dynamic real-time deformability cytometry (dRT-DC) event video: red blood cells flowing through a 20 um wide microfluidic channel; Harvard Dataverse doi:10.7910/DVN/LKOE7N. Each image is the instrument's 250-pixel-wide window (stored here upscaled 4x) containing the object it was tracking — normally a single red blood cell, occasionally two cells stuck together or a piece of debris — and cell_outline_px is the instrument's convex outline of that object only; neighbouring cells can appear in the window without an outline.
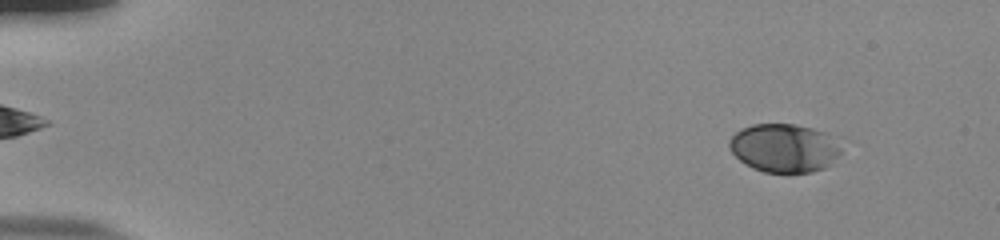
{"species": "human", "species_latin": "Homo sapiens", "temperature_condition": "room temperature", "stored_images_in_passage": 54, "camera_frame_rate_fps": 3000, "um_per_image_px": 0.085, "donor": {"sex": "male"}, "frame": {"image": 1, "passage_image": 5, "time_ms": 1.333, "image_size_px": [1000, 240], "cell_outline_px": [[840, 152], [824, 168], [812, 172], [764, 172], [752, 168], [744, 164], [728, 148], [728, 140], [740, 128], [752, 124], [796, 124], [812, 128], [824, 132], [840, 148]], "centroid_in_image_um": [66.56, 12.57], "position_along_channel_um": 18.4, "area_um2": 31.27}}
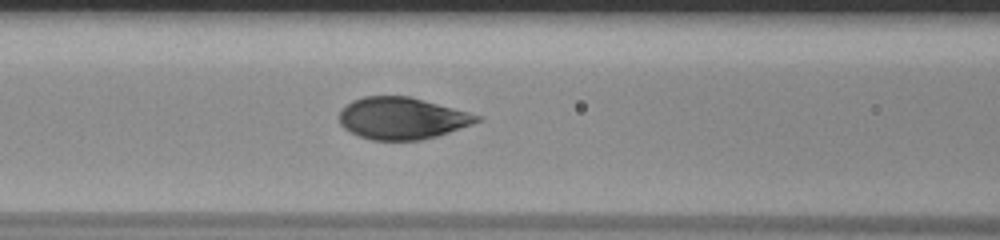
{"frame": {"image": 2, "passage_image": 24, "time_ms": 7.667, "image_size_px": [1000, 240], "cell_outline_px": [[484, 120], [436, 136], [420, 140], [372, 140], [360, 136], [344, 128], [340, 124], [340, 112], [352, 100], [364, 96], [408, 96], [484, 116]], "centroid_in_image_um": [34.2, 10.05], "position_along_channel_um": 132.4, "area_um2": 33.35}}
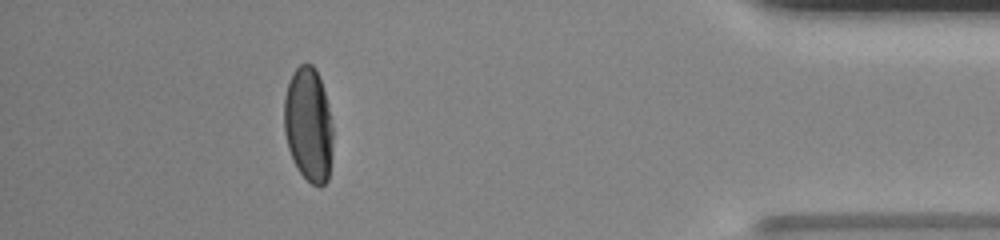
{"frame": {"image": 3, "passage_image": 49, "time_ms": 16.0, "image_size_px": [1000, 240], "cell_outline_px": [[332, 144], [328, 180], [320, 188], [312, 184], [300, 172], [288, 148], [284, 132], [284, 96], [288, 84], [296, 68], [300, 64], [312, 64], [316, 68], [324, 92], [328, 108], [332, 128]], "centroid_in_image_um": [26.21, 10.6], "position_along_channel_um": 409.0, "area_um2": 32.14}, "authors_computed_cell_mechanics": {"area_um2": 33.2639, "velocity_mm_per_s": 3.8248, "shape_relaxation_time_tau1_ms": 3.2862, "shape_relaxation_time_tau2_ms": null, "deformation_change_tau1": 0.1679, "deformation_change_tau2": null}}